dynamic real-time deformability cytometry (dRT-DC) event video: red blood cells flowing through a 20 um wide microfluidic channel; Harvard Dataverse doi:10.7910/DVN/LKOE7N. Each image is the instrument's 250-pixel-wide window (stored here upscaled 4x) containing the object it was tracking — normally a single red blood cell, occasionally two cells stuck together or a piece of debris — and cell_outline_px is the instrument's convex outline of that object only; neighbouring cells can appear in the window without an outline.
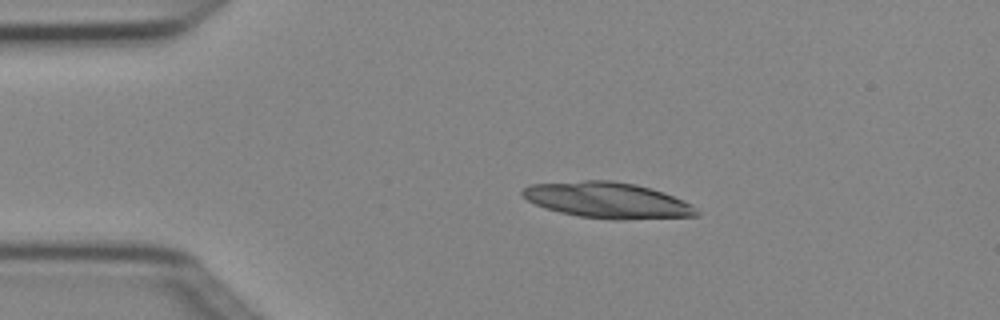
{"species": "Egyptian fruit bat (a non-hibernating species)", "species_latin": "Rousettus aegyptiacus", "temperature_condition": "cold", "stored_images_in_passage": 4, "camera_frame_rate_fps": 3000, "um_per_image_px": 0.085, "animal": {"sex": "female"}, "frame": {"image": 1, "passage_image": 3, "time_ms": 0.667, "image_size_px": [1000, 320], "cell_outline_px": [[700, 216], [624, 220], [616, 220], [580, 216], [560, 212], [544, 208], [528, 200], [520, 192], [528, 184], [584, 180], [612, 180], [636, 184], [664, 192], [684, 200], [692, 204], [700, 212]], "centroid_in_image_um": [51.68, 17.02], "position_along_channel_um": 33.3, "area_um2": 36.7}}